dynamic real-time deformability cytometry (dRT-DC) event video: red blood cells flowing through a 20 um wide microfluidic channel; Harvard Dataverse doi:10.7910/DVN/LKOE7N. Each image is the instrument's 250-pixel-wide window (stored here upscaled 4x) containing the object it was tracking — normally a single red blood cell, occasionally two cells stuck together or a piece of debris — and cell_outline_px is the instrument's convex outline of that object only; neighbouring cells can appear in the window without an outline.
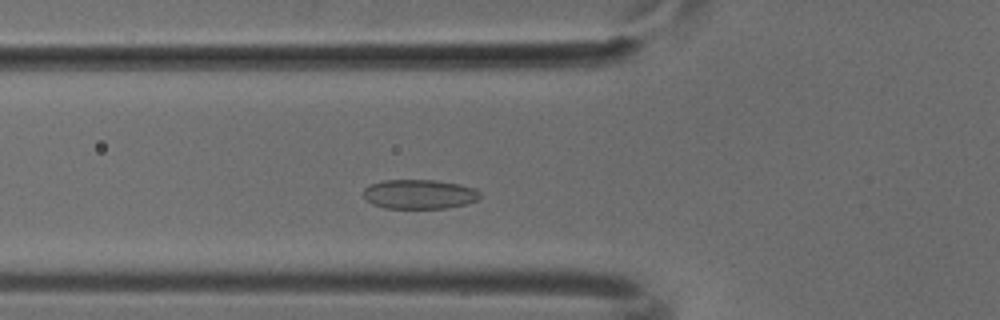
{"species": "common noctule bat (a hibernating species)", "species_latin": "Nyctalus noctula", "temperature_condition": "cold", "stored_images_in_passage": 43, "camera_frame_rate_fps": 3000, "um_per_image_px": 0.085, "animal": {"sex": "male", "body_mass_g": 18.8}, "frame": {"image": 1, "passage_image": 10, "time_ms": 3.0, "image_size_px": [1000, 320], "cell_outline_px": [[480, 196], [476, 200], [464, 204], [448, 208], [384, 208], [372, 204], [364, 196], [364, 188], [372, 184], [384, 180], [436, 180], [460, 184], [472, 188], [480, 192]], "centroid_in_image_um": [35.63, 16.5], "position_along_channel_um": 90.2, "area_um2": 19.83}}
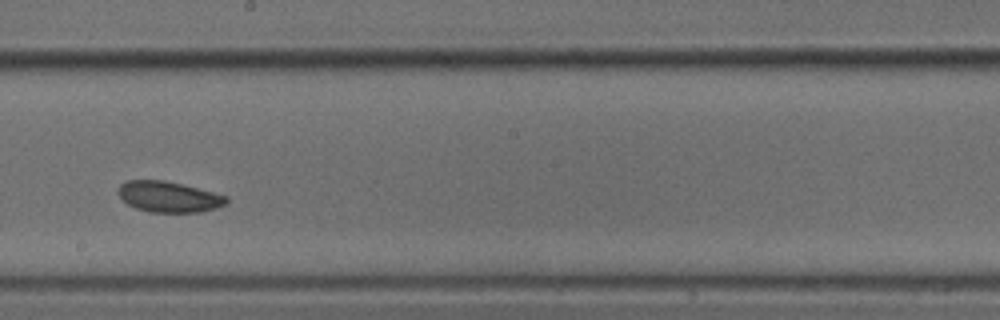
{"frame": {"image": 2, "passage_image": 21, "time_ms": 6.667, "image_size_px": [1000, 320], "cell_outline_px": [[228, 200], [224, 204], [216, 208], [200, 212], [148, 212], [136, 208], [128, 204], [116, 192], [120, 184], [128, 180], [164, 180], [184, 184], [228, 196]], "centroid_in_image_um": [14.33, 16.72], "position_along_channel_um": 233.9, "area_um2": 19.48}}
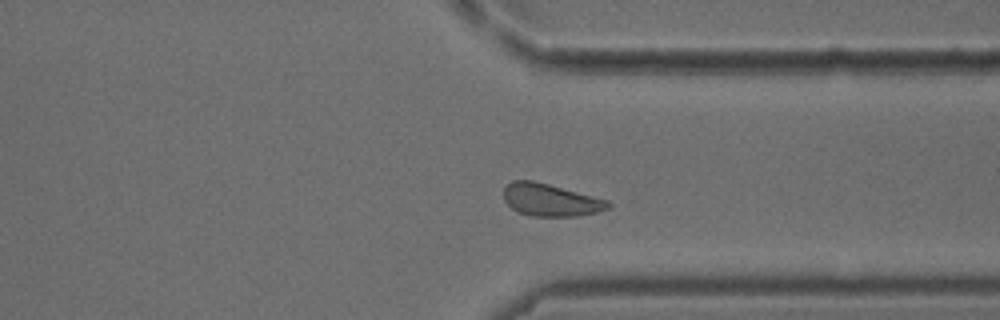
{"frame": {"image": 3, "passage_image": 31, "time_ms": 10.0, "image_size_px": [1000, 320], "cell_outline_px": [[612, 204], [608, 208], [596, 212], [576, 216], [532, 216], [516, 212], [504, 200], [504, 188], [512, 180], [532, 180], [548, 184], [608, 200]], "centroid_in_image_um": [46.77, 17.0], "position_along_channel_um": 364.6, "area_um2": 19.59}}